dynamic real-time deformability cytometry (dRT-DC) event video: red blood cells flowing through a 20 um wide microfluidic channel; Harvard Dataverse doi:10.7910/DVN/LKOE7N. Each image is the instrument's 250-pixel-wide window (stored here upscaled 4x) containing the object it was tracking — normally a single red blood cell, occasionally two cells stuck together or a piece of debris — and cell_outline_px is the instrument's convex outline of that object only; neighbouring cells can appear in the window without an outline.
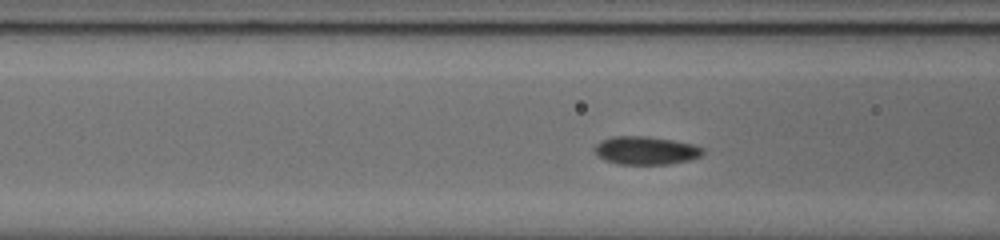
{"species": "common noctule bat (a hibernating species)", "species_latin": "Nyctalus noctula", "temperature_condition": "cold", "stored_images_in_passage": 43, "camera_frame_rate_fps": 3000, "um_per_image_px": 0.085, "animal": {"sex": "male", "body_mass_g": 20.0, "forearm_length_mm": 53.3}, "frame": {"image": 1, "passage_image": 8, "time_ms": 2.333, "image_size_px": [1000, 240], "cell_outline_px": [[704, 152], [700, 156], [692, 160], [668, 164], [616, 164], [604, 160], [592, 148], [600, 140], [612, 136], [644, 136], [672, 140], [692, 144], [704, 148]], "centroid_in_image_um": [54.88, 12.79], "position_along_channel_um": 111.7, "area_um2": 17.86}}
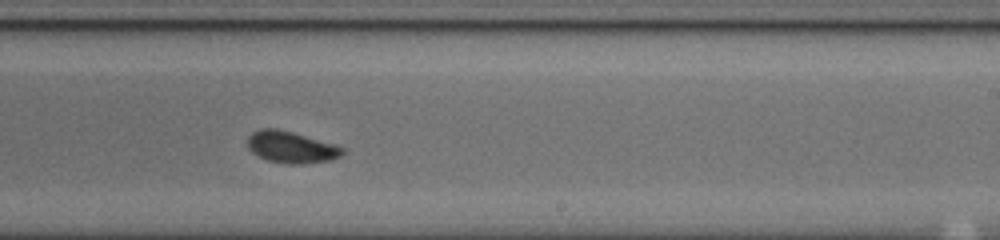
{"frame": {"image": 2, "passage_image": 20, "time_ms": 6.333, "image_size_px": [1000, 240], "cell_outline_px": [[344, 152], [340, 156], [332, 160], [300, 164], [288, 164], [268, 160], [252, 152], [248, 148], [248, 136], [252, 132], [260, 128], [276, 128], [292, 132], [332, 144], [344, 148]], "centroid_in_image_um": [24.72, 12.51], "position_along_channel_um": 264.3, "area_um2": 17.28}}
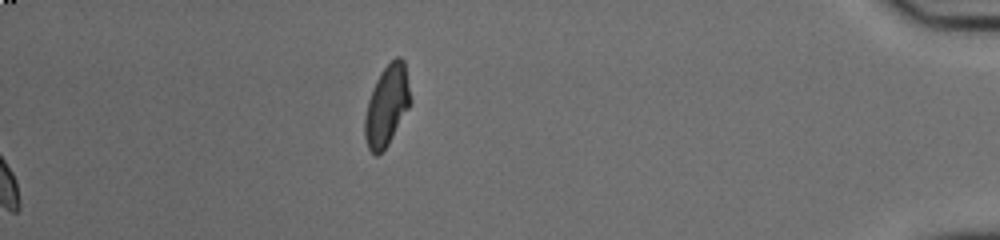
{"frame": {"image": 3, "passage_image": 43, "time_ms": 14.0, "image_size_px": [1000, 240], "cell_outline_px": [[412, 100], [408, 108], [388, 144], [376, 156], [368, 148], [364, 136], [364, 116], [368, 100], [376, 80], [380, 72], [396, 56], [400, 56], [404, 60]], "centroid_in_image_um": [32.87, 8.94], "position_along_channel_um": 402.3, "area_um2": 21.27}, "authors_computed_cell_mechanics": {"area_um2": 17.1666, "velocity_mm_per_s": 3.8218, "shape_relaxation_time_tau1_ms": 3.6627, "shape_relaxation_time_tau2_ms": 1.6326, "deformation_change_tau1": 0.1206, "deformation_change_tau2": 0.0566}}